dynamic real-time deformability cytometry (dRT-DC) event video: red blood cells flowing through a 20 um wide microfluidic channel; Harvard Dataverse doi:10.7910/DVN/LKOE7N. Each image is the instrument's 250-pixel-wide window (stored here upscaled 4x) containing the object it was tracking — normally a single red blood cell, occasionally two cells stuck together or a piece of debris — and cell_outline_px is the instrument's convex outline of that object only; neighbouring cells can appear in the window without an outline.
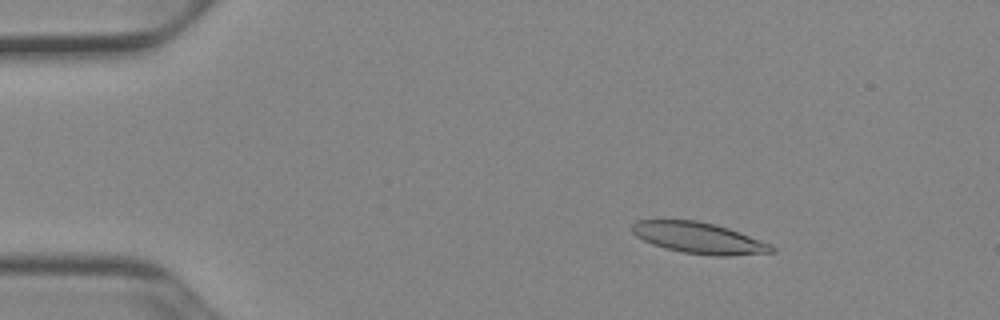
{"species": "Egyptian fruit bat (a non-hibernating species)", "species_latin": "Rousettus aegyptiacus", "temperature_condition": "cold", "stored_images_in_passage": 52, "camera_frame_rate_fps": 3000, "um_per_image_px": 0.085, "animal": {"sex": "female"}, "frame": {"image": 1, "passage_image": 8, "time_ms": 2.333, "image_size_px": [1000, 320], "cell_outline_px": [[776, 252], [728, 256], [716, 256], [680, 252], [664, 248], [652, 244], [636, 236], [632, 232], [632, 224], [636, 220], [696, 220], [716, 224], [728, 228], [772, 244], [776, 248]], "centroid_in_image_um": [59.42, 20.23], "position_along_channel_um": 25.6, "area_um2": 25.49}}
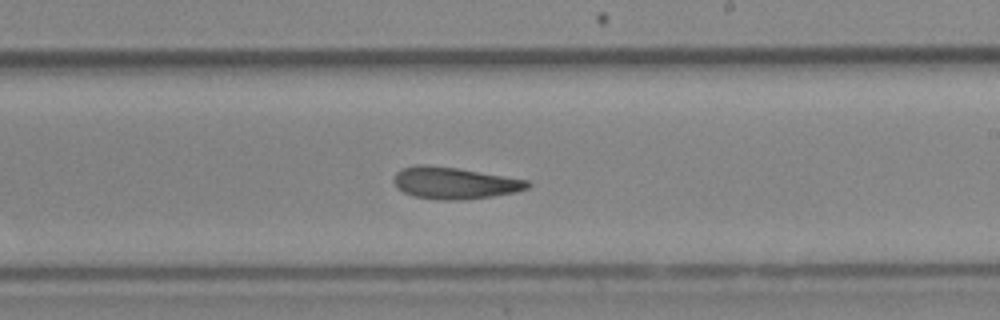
{"frame": {"image": 2, "passage_image": 31, "time_ms": 10.0, "image_size_px": [1000, 320], "cell_outline_px": [[532, 184], [528, 188], [516, 192], [492, 196], [460, 200], [436, 200], [412, 196], [396, 188], [392, 180], [396, 172], [400, 168], [420, 164], [456, 168], [528, 180]], "centroid_in_image_um": [38.58, 15.56], "position_along_channel_um": 250.4, "area_um2": 24.85}}
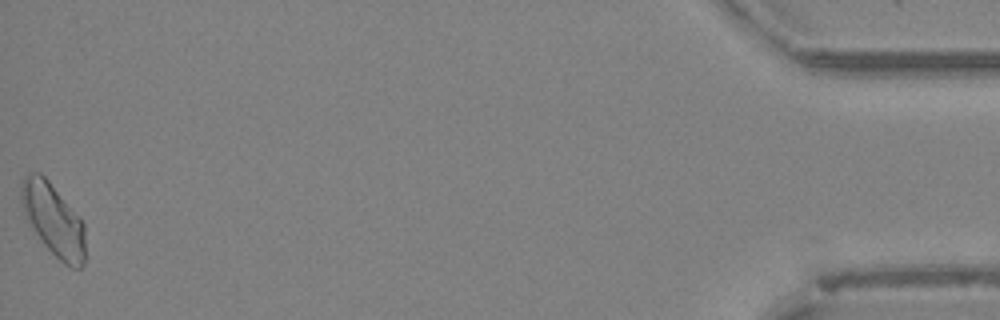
{"frame": {"image": 3, "passage_image": 52, "time_ms": 17.0, "image_size_px": [1000, 320], "cell_outline_px": [[84, 264], [80, 268], [72, 268], [64, 264], [44, 244], [28, 224], [20, 200], [20, 184], [24, 176], [28, 172], [40, 172], [48, 180], [84, 224]], "centroid_in_image_um": [4.49, 18.66], "position_along_channel_um": 430.7, "area_um2": 26.7}, "authors_computed_cell_mechanics": {"area_um2": 24.9118, "velocity_mm_per_s": 3.894, "shape_relaxation_time_tau1_ms": null, "shape_relaxation_time_tau2_ms": 4.0801, "deformation_change_tau1": null, "deformation_change_tau2": 0.1177}}